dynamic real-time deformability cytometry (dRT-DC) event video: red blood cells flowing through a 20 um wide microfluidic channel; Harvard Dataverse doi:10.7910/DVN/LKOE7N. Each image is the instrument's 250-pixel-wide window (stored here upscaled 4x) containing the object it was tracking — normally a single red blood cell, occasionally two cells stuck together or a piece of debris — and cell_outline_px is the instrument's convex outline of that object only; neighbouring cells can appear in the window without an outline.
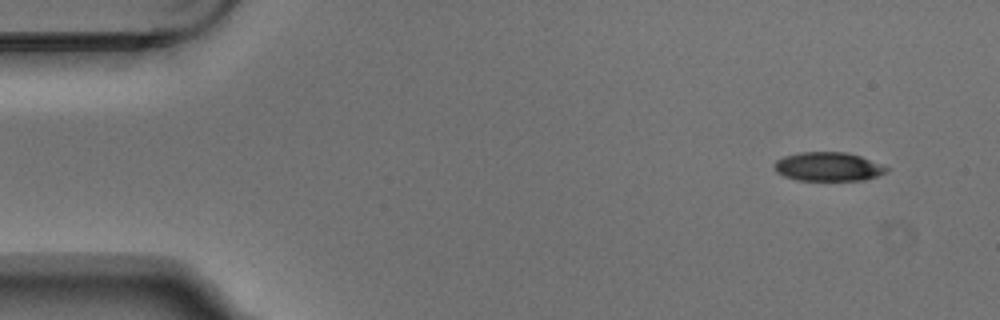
{"species": "Egyptian fruit bat (a non-hibernating species)", "species_latin": "Rousettus aegyptiacus", "temperature_condition": "warm", "stored_images_in_passage": 4, "camera_frame_rate_fps": 3000, "um_per_image_px": 0.085, "animal": {"sex": "male"}, "frame": {"image": 1, "passage_image": 1, "time_ms": 0.0, "image_size_px": [1000, 320], "cell_outline_px": [[892, 168], [888, 172], [864, 180], [796, 180], [784, 176], [776, 172], [772, 164], [776, 160], [784, 156], [800, 152], [844, 152], [860, 156]], "centroid_in_image_um": [70.39, 14.17], "position_along_channel_um": 14.6, "area_um2": 19.02}}
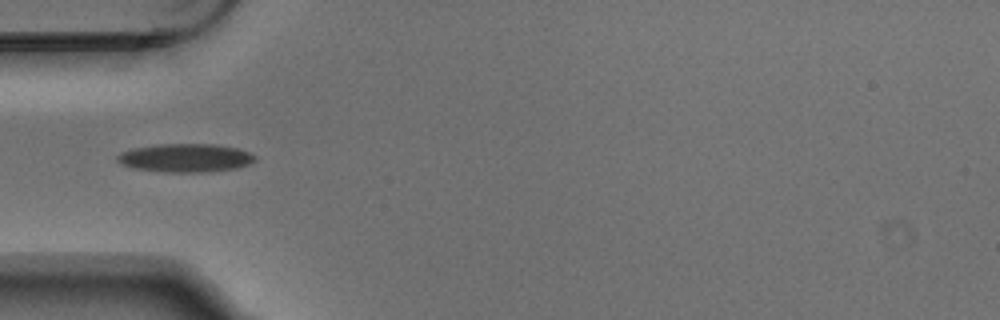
{"frame": {"image": 2, "passage_image": 4, "time_ms": 1.0, "image_size_px": [1000, 320], "cell_outline_px": [[256, 160], [248, 164], [236, 168], [208, 172], [164, 172], [132, 168], [120, 164], [116, 160], [116, 156], [120, 152], [132, 148], [156, 144], [216, 144], [236, 148], [248, 152], [256, 156]], "centroid_in_image_um": [15.71, 13.42], "position_along_channel_um": 69.3, "area_um2": 23.0}}